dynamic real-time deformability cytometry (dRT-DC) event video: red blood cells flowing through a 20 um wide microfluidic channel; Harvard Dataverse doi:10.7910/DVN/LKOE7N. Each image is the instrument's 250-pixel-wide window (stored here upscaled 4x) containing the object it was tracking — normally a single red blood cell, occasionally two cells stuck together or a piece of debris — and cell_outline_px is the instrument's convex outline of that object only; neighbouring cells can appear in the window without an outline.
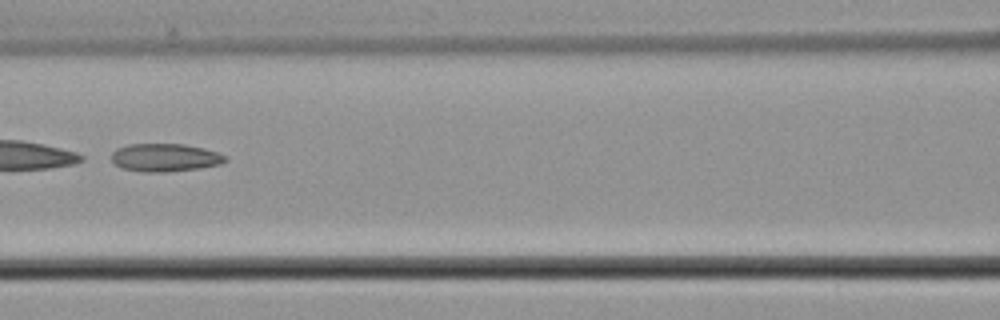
{"species": "common noctule bat (a hibernating species)", "species_latin": "Nyctalus noctula", "temperature_condition": "cold", "stored_images_in_passage": 4, "camera_frame_rate_fps": 3000, "um_per_image_px": 0.085, "animal": {"sex": "male", "body_mass_g": 21.5, "forearm_length_mm": 52.0}, "frame": {"image": 1, "passage_image": 4, "time_ms": 3.667, "image_size_px": [1000, 320], "cell_outline_px": [[228, 160], [220, 164], [200, 168], [164, 172], [144, 172], [124, 168], [116, 164], [112, 160], [112, 152], [116, 148], [128, 144], [184, 144], [204, 148], [228, 156]], "centroid_in_image_um": [14.05, 13.38], "position_along_channel_um": 152.6, "area_um2": 18.55}}